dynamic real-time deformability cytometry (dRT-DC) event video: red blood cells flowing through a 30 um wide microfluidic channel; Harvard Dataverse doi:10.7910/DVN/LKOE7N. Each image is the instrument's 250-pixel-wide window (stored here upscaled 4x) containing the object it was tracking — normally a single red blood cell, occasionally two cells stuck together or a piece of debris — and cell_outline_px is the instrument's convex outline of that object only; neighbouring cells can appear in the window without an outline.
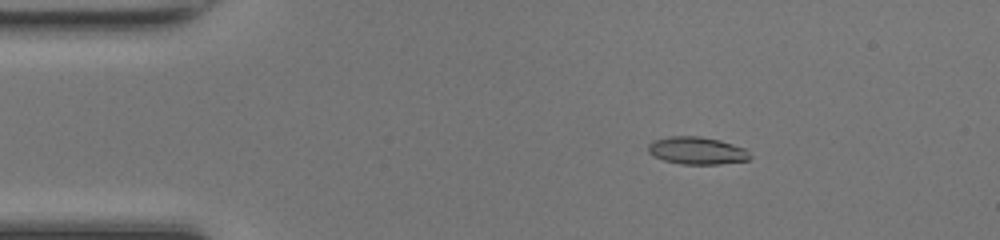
{"species": "common noctule bat (a hibernating species)", "species_latin": "Nyctalus noctula", "temperature_condition": "room temperature", "stored_images_in_passage": 48, "camera_frame_rate_fps": 3000, "um_per_image_px": 0.085, "animal": {"sex": "female", "body_mass_g": 17.0, "forearm_length_mm": 48.0}, "frame": {"image": 1, "passage_image": 8, "time_ms": 2.333, "image_size_px": [1000, 240], "cell_outline_px": [[752, 156], [748, 160], [720, 164], [680, 164], [664, 160], [652, 156], [648, 152], [648, 144], [652, 140], [668, 136], [700, 136], [720, 140], [748, 148]], "centroid_in_image_um": [59.26, 12.79], "position_along_channel_um": 25.7, "area_um2": 16.65}}
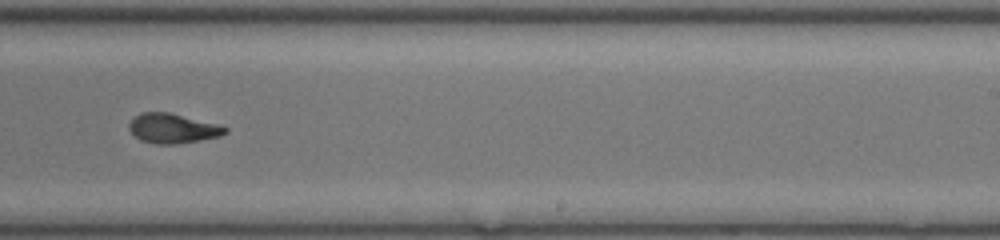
{"frame": {"image": 2, "passage_image": 30, "time_ms": 9.667, "image_size_px": [1000, 240], "cell_outline_px": [[228, 132], [220, 136], [200, 140], [176, 144], [156, 144], [140, 140], [128, 128], [128, 124], [140, 112], [168, 112], [220, 124], [228, 128]], "centroid_in_image_um": [14.71, 10.91], "position_along_channel_um": 274.3, "area_um2": 16.65}}
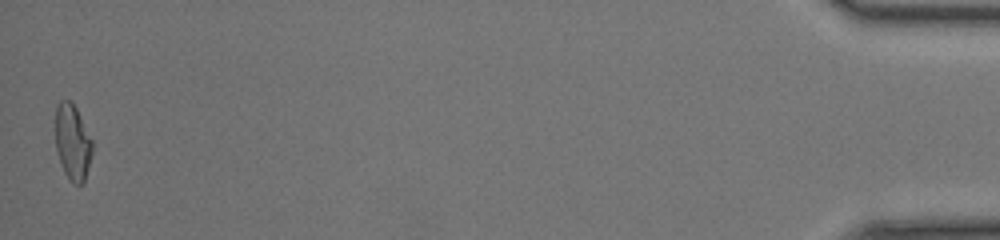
{"frame": {"image": 3, "passage_image": 48, "time_ms": 15.667, "image_size_px": [1000, 240], "cell_outline_px": [[92, 156], [84, 184], [72, 184], [68, 180], [60, 164], [56, 148], [56, 104], [60, 100], [68, 100], [76, 108], [92, 140]], "centroid_in_image_um": [6.17, 12.14], "position_along_channel_um": 429.0, "area_um2": 16.42}, "authors_computed_cell_mechanics": {"area_um2": 16.6464, "velocity_mm_per_s": 4.3076, "shape_relaxation_time_tau1_ms": 4.1853, "shape_relaxation_time_tau2_ms": 2.2349, "deformation_change_tau1": 0.1924, "deformation_change_tau2": 0.087}}